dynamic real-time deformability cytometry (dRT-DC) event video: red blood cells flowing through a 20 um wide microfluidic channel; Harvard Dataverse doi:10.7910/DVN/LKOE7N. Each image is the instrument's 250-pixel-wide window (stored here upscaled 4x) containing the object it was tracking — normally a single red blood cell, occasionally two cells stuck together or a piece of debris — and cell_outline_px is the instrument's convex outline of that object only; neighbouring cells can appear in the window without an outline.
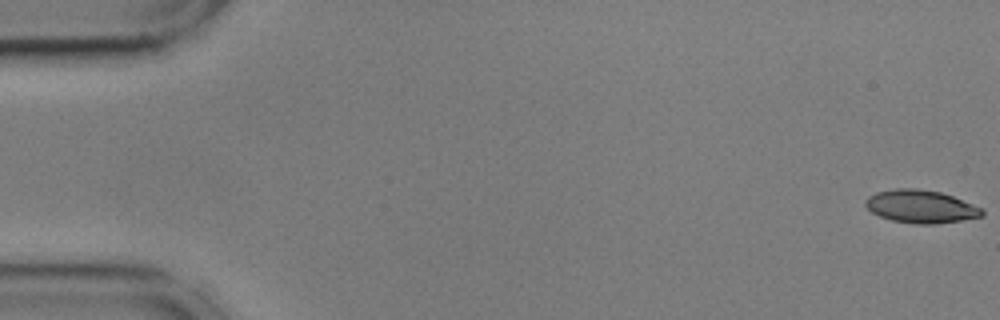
{"species": "common noctule bat (a hibernating species)", "species_latin": "Nyctalus noctula", "temperature_condition": "cold", "stored_images_in_passage": 11, "camera_frame_rate_fps": 3000, "um_per_image_px": 0.085, "animal": {"sex": "male", "body_mass_g": 17.9, "forearm_length_mm": 54.2}, "frame": {"image": 1, "passage_image": 1, "time_ms": 0.0, "image_size_px": [1000, 320], "cell_outline_px": [[984, 216], [936, 224], [916, 224], [892, 220], [880, 216], [872, 212], [864, 204], [864, 200], [868, 196], [876, 192], [896, 188], [916, 188], [940, 192], [952, 196], [984, 208]], "centroid_in_image_um": [78.27, 17.55], "position_along_channel_um": 6.7, "area_um2": 22.43}}